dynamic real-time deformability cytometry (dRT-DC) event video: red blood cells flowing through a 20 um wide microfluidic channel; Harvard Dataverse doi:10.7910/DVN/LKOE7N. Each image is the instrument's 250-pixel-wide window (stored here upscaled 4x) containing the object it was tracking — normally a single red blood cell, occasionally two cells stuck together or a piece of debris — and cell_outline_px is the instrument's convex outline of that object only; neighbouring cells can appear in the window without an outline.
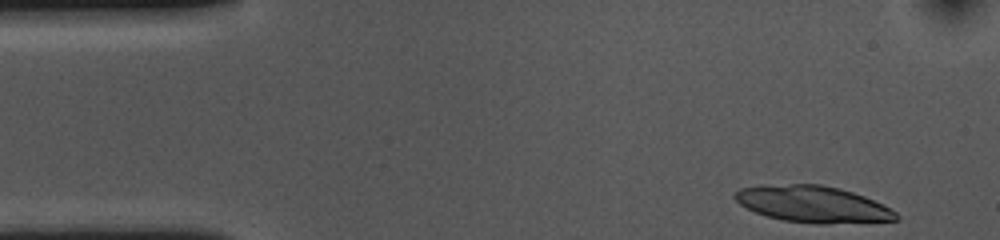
{"species": "common noctule bat (a hibernating species)", "species_latin": "Nyctalus noctula", "temperature_condition": "cold", "stored_images_in_passage": 11, "camera_frame_rate_fps": 3000, "um_per_image_px": 0.085, "animal": {"sex": "female", "body_mass_g": 10.0, "forearm_length_mm": 53.1}, "frame": {"image": 1, "passage_image": 1, "time_ms": 0.0, "image_size_px": [1000, 240], "cell_outline_px": [[900, 220], [824, 224], [816, 224], [784, 220], [768, 216], [756, 212], [740, 204], [732, 196], [740, 188], [764, 184], [820, 184], [840, 188], [864, 196], [896, 212], [900, 216]], "centroid_in_image_um": [69.08, 17.35], "position_along_channel_um": 15.9, "area_um2": 34.22}}